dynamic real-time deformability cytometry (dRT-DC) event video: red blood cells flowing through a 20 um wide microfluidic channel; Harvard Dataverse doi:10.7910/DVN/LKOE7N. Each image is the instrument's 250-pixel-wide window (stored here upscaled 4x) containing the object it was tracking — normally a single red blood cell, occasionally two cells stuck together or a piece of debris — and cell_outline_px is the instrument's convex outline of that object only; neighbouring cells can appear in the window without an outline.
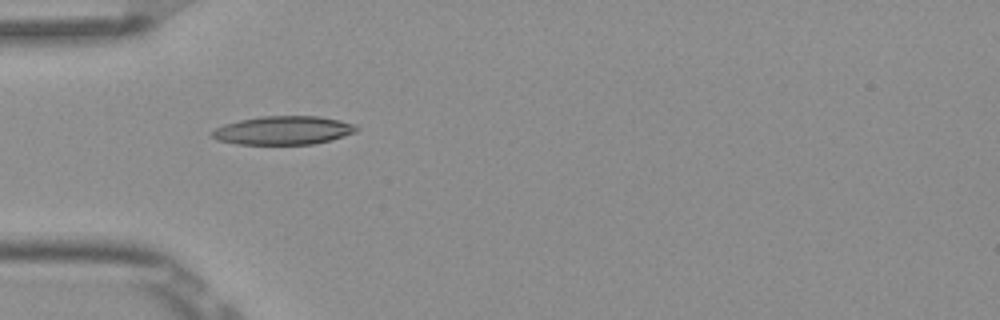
{"species": "Egyptian fruit bat (a non-hibernating species)", "species_latin": "Rousettus aegyptiacus", "temperature_condition": "room temperature", "stored_images_in_passage": 5, "camera_frame_rate_fps": 3000, "um_per_image_px": 0.085, "frame": {"image": 1, "passage_image": 4, "time_ms": 1.0, "image_size_px": [1000, 320], "cell_outline_px": [[360, 128], [356, 132], [332, 140], [312, 144], [236, 144], [216, 140], [208, 132], [224, 124], [240, 120], [260, 116], [320, 116], [340, 120], [356, 124]], "centroid_in_image_um": [24.09, 11.08], "position_along_channel_um": 60.9, "area_um2": 24.28}}
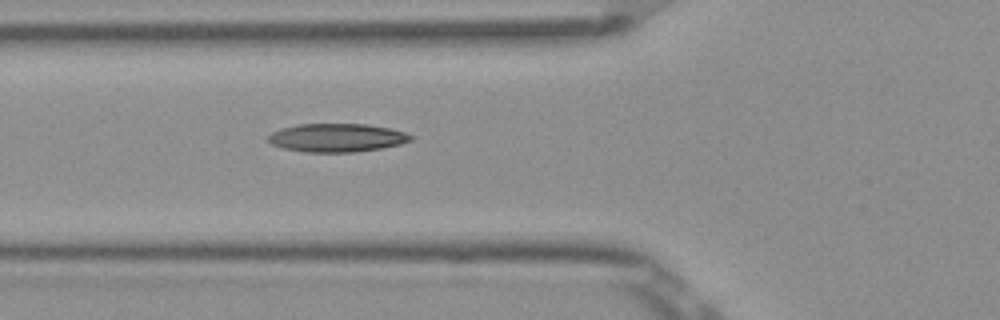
{"frame": {"image": 2, "passage_image": 5, "time_ms": 1.333, "image_size_px": [1000, 320], "cell_outline_px": [[412, 140], [400, 144], [380, 148], [352, 152], [308, 152], [284, 148], [272, 144], [268, 140], [268, 136], [272, 132], [280, 128], [296, 124], [364, 124], [388, 128], [404, 132], [412, 136]], "centroid_in_image_um": [28.6, 11.7], "position_along_channel_um": 97.2, "area_um2": 23.35}}